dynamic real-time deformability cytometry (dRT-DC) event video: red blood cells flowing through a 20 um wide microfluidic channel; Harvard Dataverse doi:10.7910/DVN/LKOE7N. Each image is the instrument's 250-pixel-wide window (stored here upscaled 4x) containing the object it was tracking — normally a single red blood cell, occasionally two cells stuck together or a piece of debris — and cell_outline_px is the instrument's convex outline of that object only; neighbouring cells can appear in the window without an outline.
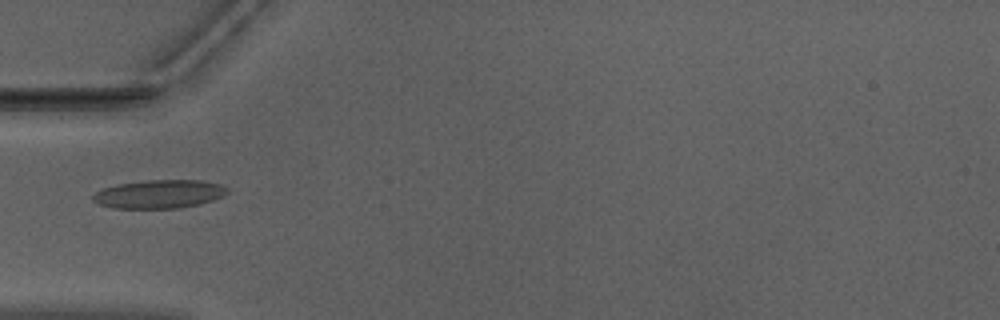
{"species": "Egyptian fruit bat (a non-hibernating species)", "species_latin": "Rousettus aegyptiacus", "temperature_condition": "warm", "stored_images_in_passage": 36, "camera_frame_rate_fps": 3000, "um_per_image_px": 0.085, "animal": {"sex": "male"}, "frame": {"image": 1, "passage_image": 1, "time_ms": 0.0, "image_size_px": [1000, 320], "cell_outline_px": [[228, 192], [224, 196], [200, 204], [180, 208], [112, 208], [100, 204], [92, 200], [92, 196], [96, 192], [104, 188], [120, 184], [148, 180], [200, 180], [220, 184], [228, 188]], "centroid_in_image_um": [13.57, 16.5], "position_along_channel_um": 71.4, "area_um2": 22.2}}
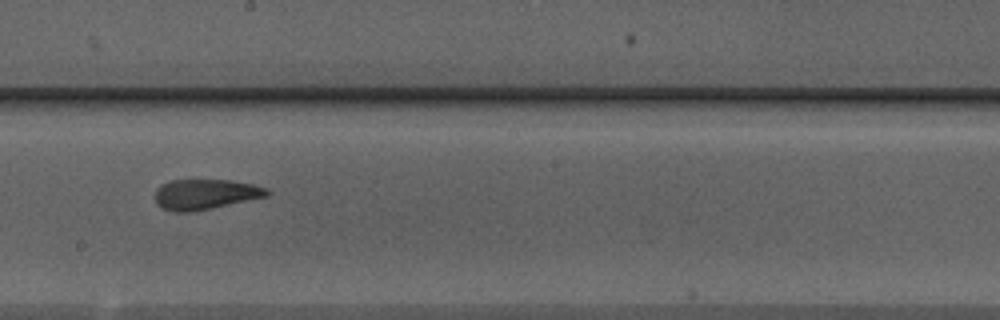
{"frame": {"image": 2, "passage_image": 13, "time_ms": 4.0, "image_size_px": [1000, 320], "cell_outline_px": [[272, 192], [268, 196], [212, 208], [192, 212], [176, 212], [164, 208], [156, 204], [156, 188], [160, 184], [172, 180], [228, 180], [252, 184], [268, 188]], "centroid_in_image_um": [17.47, 16.51], "position_along_channel_um": 230.7, "area_um2": 19.77}}
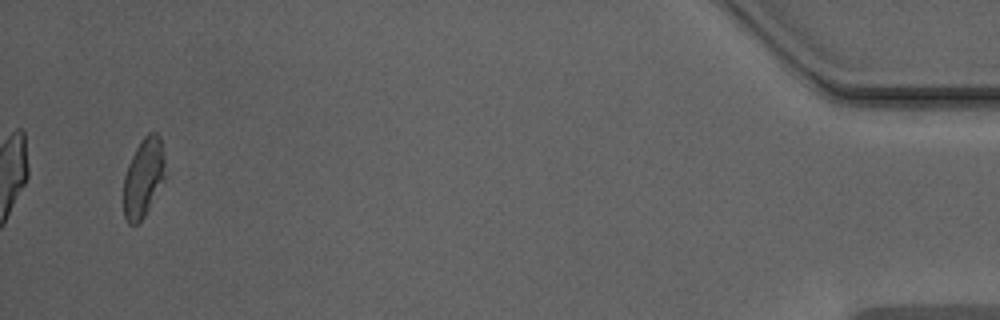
{"frame": {"image": 3, "passage_image": 34, "time_ms": 11.0, "image_size_px": [1000, 320], "cell_outline_px": [[164, 180], [144, 216], [136, 224], [128, 224], [124, 216], [124, 176], [128, 164], [140, 140], [148, 132], [156, 132], [160, 136], [164, 152]], "centroid_in_image_um": [12.19, 15.06], "position_along_channel_um": 423.0, "area_um2": 19.02}, "authors_computed_cell_mechanics": {"area_um2": 20.1722, "velocity_mm_per_s": 3.9713, "shape_relaxation_time_tau1_ms": null, "shape_relaxation_time_tau2_ms": 1.6477, "deformation_change_tau1": null, "deformation_change_tau2": 0.0891}}